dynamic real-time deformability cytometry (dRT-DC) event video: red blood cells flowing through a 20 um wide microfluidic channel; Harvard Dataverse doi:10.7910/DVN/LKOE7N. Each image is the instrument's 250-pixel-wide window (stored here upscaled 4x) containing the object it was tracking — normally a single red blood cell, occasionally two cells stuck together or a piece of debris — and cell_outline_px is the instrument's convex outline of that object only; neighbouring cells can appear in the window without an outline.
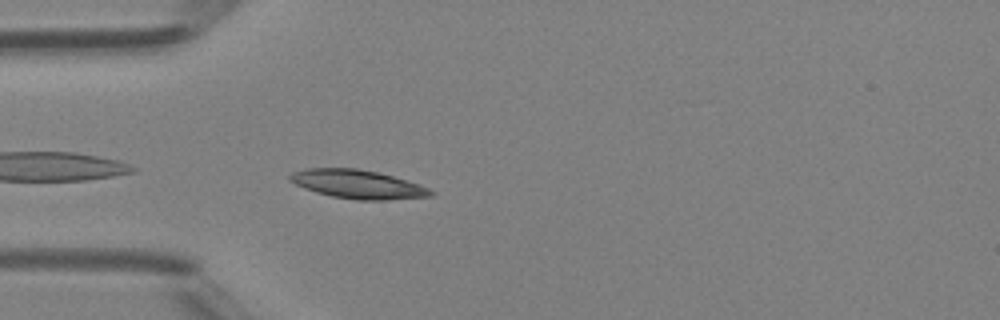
{"species": "Egyptian fruit bat (a non-hibernating species)", "species_latin": "Rousettus aegyptiacus", "temperature_condition": "room temperature", "stored_images_in_passage": 35, "camera_frame_rate_fps": 3000, "um_per_image_px": 0.085, "animal": {"sex": "female"}, "frame": {"image": 1, "passage_image": 2, "time_ms": 0.333, "image_size_px": [1000, 320], "cell_outline_px": [[436, 192], [432, 196], [388, 200], [356, 200], [332, 196], [316, 192], [304, 188], [288, 180], [288, 176], [292, 172], [308, 168], [356, 168], [380, 172], [420, 184]], "centroid_in_image_um": [30.43, 15.66], "position_along_channel_um": 54.6, "area_um2": 23.7}}
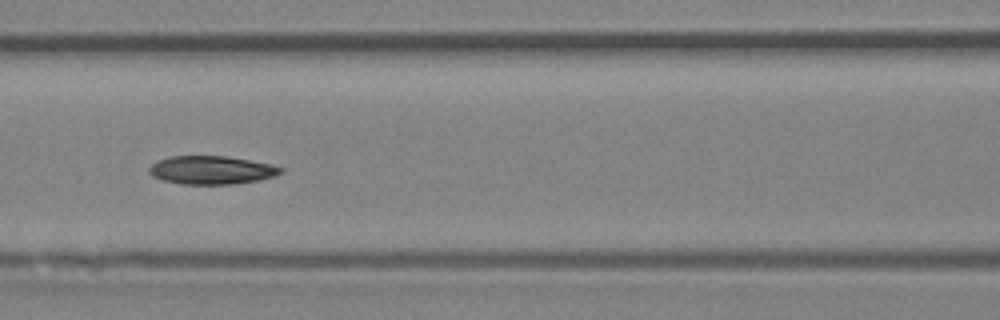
{"frame": {"image": 2, "passage_image": 9, "time_ms": 2.667, "image_size_px": [1000, 320], "cell_outline_px": [[284, 168], [276, 176], [260, 180], [236, 184], [180, 184], [164, 180], [152, 176], [148, 172], [148, 168], [152, 164], [168, 156], [228, 156], [272, 164]], "centroid_in_image_um": [17.99, 14.46], "position_along_channel_um": 148.6, "area_um2": 21.85}}
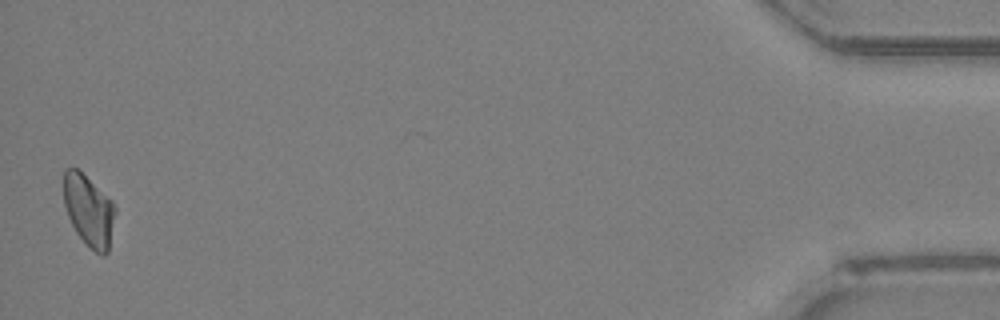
{"frame": {"image": 3, "passage_image": 35, "time_ms": 11.333, "image_size_px": [1000, 320], "cell_outline_px": [[116, 212], [108, 252], [104, 256], [100, 256], [76, 232], [68, 216], [64, 204], [64, 168], [76, 168], [112, 200], [116, 208]], "centroid_in_image_um": [7.56, 17.89], "position_along_channel_um": 427.6, "area_um2": 21.15}, "authors_computed_cell_mechanics": {"area_um2": 21.8484, "velocity_mm_per_s": 4.3104, "shape_relaxation_time_tau1_ms": null, "shape_relaxation_time_tau2_ms": 8.8399, "deformation_change_tau1": null, "deformation_change_tau2": 0.143}}